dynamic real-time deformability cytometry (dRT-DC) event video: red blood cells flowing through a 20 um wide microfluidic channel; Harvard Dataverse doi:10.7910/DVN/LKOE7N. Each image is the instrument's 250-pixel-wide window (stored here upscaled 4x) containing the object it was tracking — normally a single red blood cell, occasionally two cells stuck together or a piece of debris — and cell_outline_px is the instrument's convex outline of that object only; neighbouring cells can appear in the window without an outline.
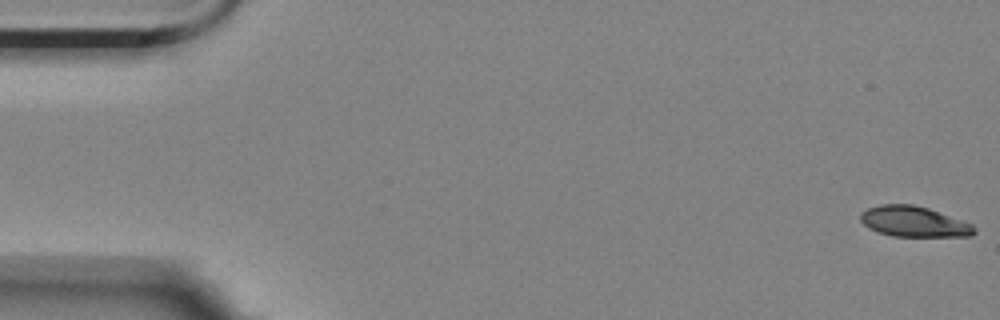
{"species": "Egyptian fruit bat (a non-hibernating species)", "species_latin": "Rousettus aegyptiacus", "temperature_condition": "room temperature", "stored_images_in_passage": 15, "camera_frame_rate_fps": 3000, "um_per_image_px": 0.085, "animal": {"sex": "female"}, "frame": {"image": 1, "passage_image": 1, "time_ms": 0.0, "image_size_px": [1000, 320], "cell_outline_px": [[976, 232], [972, 236], [892, 236], [876, 232], [868, 228], [860, 220], [860, 212], [868, 208], [880, 204], [912, 204], [928, 208], [972, 224], [976, 228]], "centroid_in_image_um": [77.65, 18.84], "position_along_channel_um": 7.4, "area_um2": 20.29}}
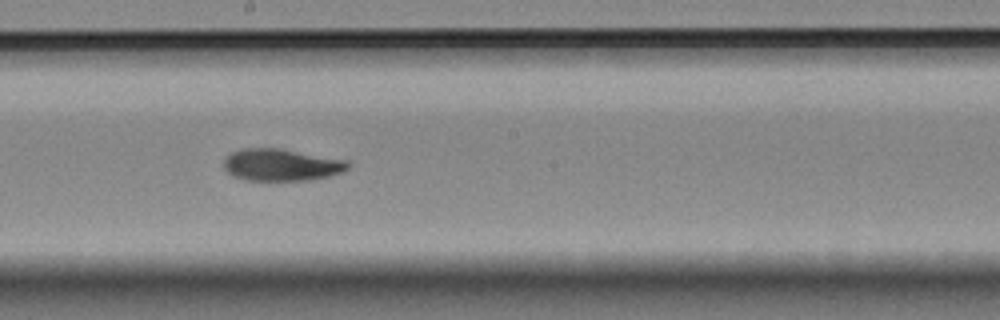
{"frame": {"image": 2, "passage_image": 9, "time_ms": 2.667, "image_size_px": [1000, 320], "cell_outline_px": [[348, 168], [344, 172], [312, 180], [244, 180], [232, 176], [224, 168], [224, 160], [232, 152], [240, 148], [276, 148], [348, 160]], "centroid_in_image_um": [23.9, 14.02], "position_along_channel_um": 224.3, "area_um2": 23.12}}
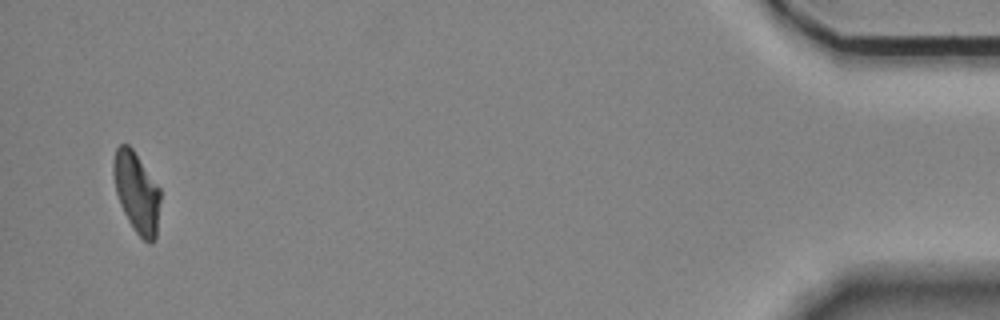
{"frame": {"image": 3, "passage_image": 15, "time_ms": 4.667, "image_size_px": [1000, 320], "cell_outline_px": [[160, 200], [156, 240], [152, 244], [148, 244], [136, 232], [128, 220], [120, 204], [116, 192], [112, 172], [112, 160], [116, 148], [120, 144], [128, 144], [132, 148], [160, 188]], "centroid_in_image_um": [11.61, 16.35], "position_along_channel_um": 423.6, "area_um2": 22.14}}